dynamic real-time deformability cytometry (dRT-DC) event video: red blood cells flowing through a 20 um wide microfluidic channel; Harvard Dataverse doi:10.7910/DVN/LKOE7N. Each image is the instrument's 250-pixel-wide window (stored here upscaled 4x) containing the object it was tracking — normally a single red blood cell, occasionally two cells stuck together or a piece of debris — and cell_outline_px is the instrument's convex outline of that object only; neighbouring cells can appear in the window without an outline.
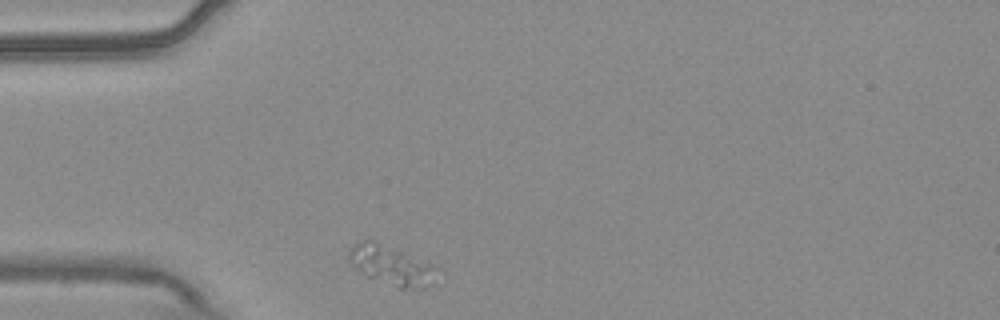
{"species": "common noctule bat (a hibernating species)", "species_latin": "Nyctalus noctula", "temperature_condition": "warm", "stored_images_in_passage": 32, "camera_frame_rate_fps": 3000, "um_per_image_px": 0.085, "animal": {"sex": "male", "body_mass_g": 20.4}, "frame": {"image": 1, "passage_image": 1, "time_ms": 0.0, "image_size_px": [1000, 320], "cell_outline_px": [[432, 284], [424, 288], [400, 288], [368, 276], [356, 268], [348, 260], [348, 252], [360, 240], [372, 240], [432, 264]], "centroid_in_image_um": [33.19, 22.55], "position_along_channel_um": 51.8, "area_um2": 19.13}}
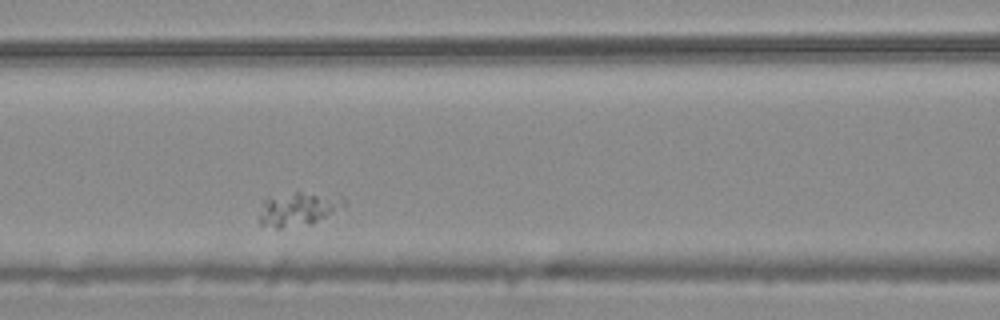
{"frame": {"image": 2, "passage_image": 10, "time_ms": 3.0, "image_size_px": [1000, 320], "cell_outline_px": [[348, 204], [308, 224], [280, 228], [276, 228], [260, 224], [260, 204], [268, 196], [296, 192], [300, 192], [344, 196], [348, 200]], "centroid_in_image_um": [25.33, 17.73], "position_along_channel_um": 141.3, "area_um2": 16.53}}
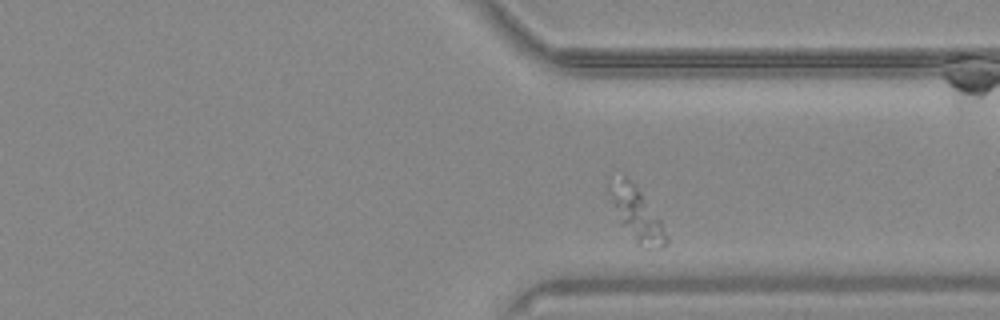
{"frame": {"image": 3, "passage_image": 29, "time_ms": 9.333, "image_size_px": [1000, 320], "cell_outline_px": [[668, 244], [660, 248], [648, 248], [640, 244], [620, 224], [608, 192], [608, 176], [628, 176], [640, 192], [660, 220], [668, 240]], "centroid_in_image_um": [54.05, 18.11], "position_along_channel_um": 357.3, "area_um2": 17.34}}